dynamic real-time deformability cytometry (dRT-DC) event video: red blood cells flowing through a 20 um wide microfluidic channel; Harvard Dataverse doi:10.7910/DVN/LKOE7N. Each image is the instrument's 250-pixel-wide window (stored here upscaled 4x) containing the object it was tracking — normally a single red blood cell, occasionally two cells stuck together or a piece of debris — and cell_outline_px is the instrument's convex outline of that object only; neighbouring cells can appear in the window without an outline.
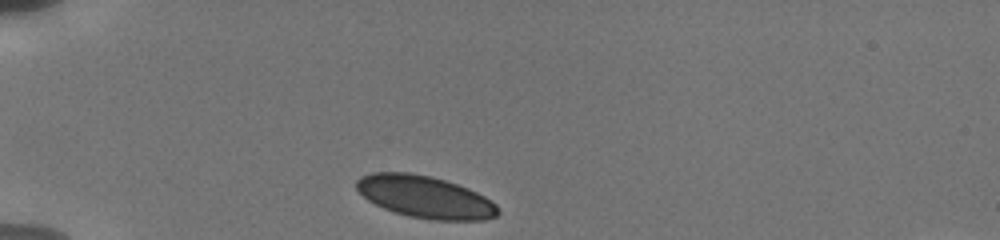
{"species": "human", "species_latin": "Homo sapiens", "temperature_condition": "cold", "stored_images_in_passage": 46, "camera_frame_rate_fps": 3000, "um_per_image_px": 0.085, "donor": {"sex": "male"}, "frame": {"image": 1, "passage_image": 1, "time_ms": 0.0, "image_size_px": [1000, 240], "cell_outline_px": [[500, 212], [496, 216], [484, 220], [432, 220], [408, 216], [384, 208], [368, 200], [356, 188], [356, 180], [360, 176], [372, 172], [408, 172], [432, 176], [468, 188], [484, 196], [496, 204]], "centroid_in_image_um": [36.13, 16.73], "position_along_channel_um": 48.9, "area_um2": 34.68}}
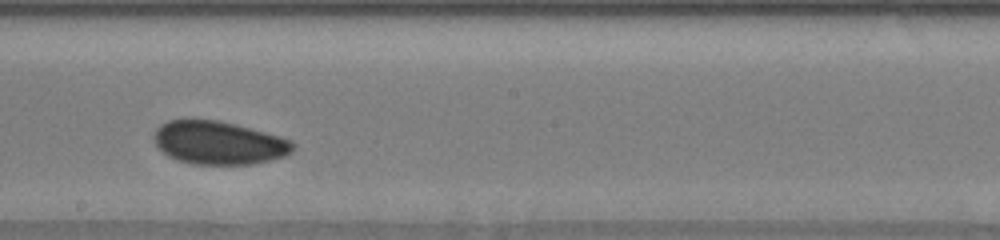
{"frame": {"image": 2, "passage_image": 24, "time_ms": 5.667, "image_size_px": [1000, 240], "cell_outline_px": [[296, 148], [292, 152], [284, 156], [252, 164], [192, 164], [176, 160], [168, 156], [156, 144], [156, 128], [160, 124], [168, 120], [216, 120], [236, 124], [280, 136], [292, 140], [296, 144]], "centroid_in_image_um": [18.64, 12.14], "position_along_channel_um": 229.6, "area_um2": 34.85}}
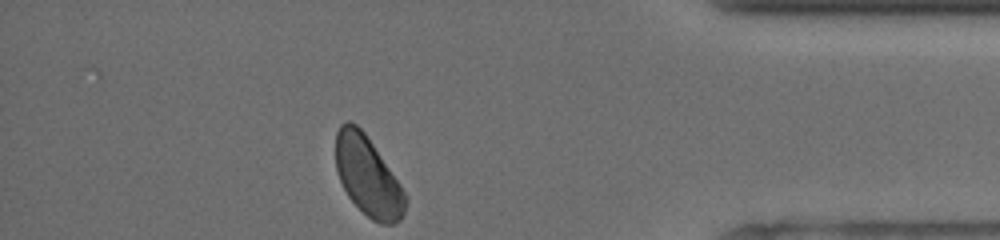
{"frame": {"image": 3, "passage_image": 46, "time_ms": 11.0, "image_size_px": [1000, 240], "cell_outline_px": [[408, 200], [404, 212], [400, 220], [396, 224], [380, 224], [372, 220], [348, 196], [340, 180], [336, 168], [336, 132], [340, 124], [348, 120], [356, 124], [364, 132], [400, 184], [408, 196]], "centroid_in_image_um": [31.28, 14.99], "position_along_channel_um": 403.9, "area_um2": 32.02}, "authors_computed_cell_mechanics": {"area_um2": 34.8534, "velocity_mm_per_s": 3.7834, "shape_relaxation_time_tau1_ms": 6.8167, "shape_relaxation_time_tau2_ms": 3.6095, "deformation_change_tau1": 0.0807, "deformation_change_tau2": 0.0542}}